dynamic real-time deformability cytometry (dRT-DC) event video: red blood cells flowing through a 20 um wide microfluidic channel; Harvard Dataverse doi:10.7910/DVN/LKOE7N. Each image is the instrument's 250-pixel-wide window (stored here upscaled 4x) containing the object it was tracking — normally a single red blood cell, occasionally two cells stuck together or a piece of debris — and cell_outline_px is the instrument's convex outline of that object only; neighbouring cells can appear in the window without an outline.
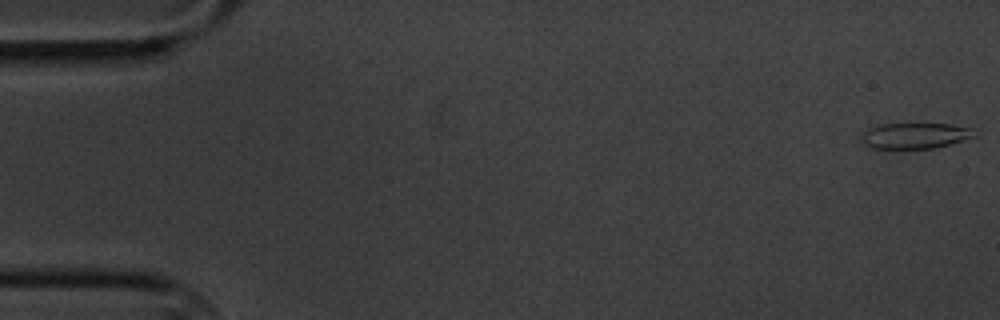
{"species": "common noctule bat (a hibernating species)", "species_latin": "Nyctalus noctula", "temperature_condition": "cold", "stored_images_in_passage": 5, "camera_frame_rate_fps": 3000, "um_per_image_px": 0.085, "animal": {"sex": "male", "body_mass_g": 20.1, "forearm_length_mm": 53.5}, "frame": {"image": 1, "passage_image": 1, "time_ms": 0.0, "image_size_px": [1000, 320], "cell_outline_px": [[972, 136], [936, 148], [896, 152], [872, 148], [864, 144], [860, 140], [860, 136], [868, 128], [880, 124], [912, 120], [952, 124], [972, 128]], "centroid_in_image_um": [77.63, 11.52], "position_along_channel_um": 7.4, "area_um2": 18.61}}
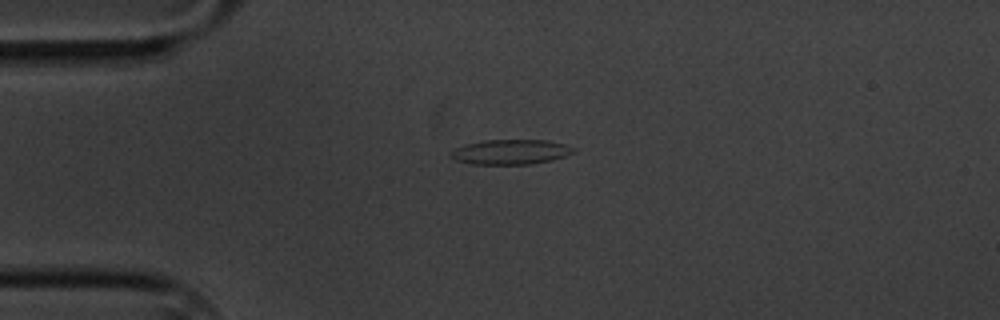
{"frame": {"image": 2, "passage_image": 4, "time_ms": 4.333, "image_size_px": [1000, 320], "cell_outline_px": [[576, 152], [552, 160], [528, 164], [472, 164], [456, 160], [452, 156], [452, 152], [456, 148], [464, 144], [484, 140], [548, 140], [564, 144], [576, 148]], "centroid_in_image_um": [43.45, 12.91], "position_along_channel_um": 41.6, "area_um2": 17.69}}